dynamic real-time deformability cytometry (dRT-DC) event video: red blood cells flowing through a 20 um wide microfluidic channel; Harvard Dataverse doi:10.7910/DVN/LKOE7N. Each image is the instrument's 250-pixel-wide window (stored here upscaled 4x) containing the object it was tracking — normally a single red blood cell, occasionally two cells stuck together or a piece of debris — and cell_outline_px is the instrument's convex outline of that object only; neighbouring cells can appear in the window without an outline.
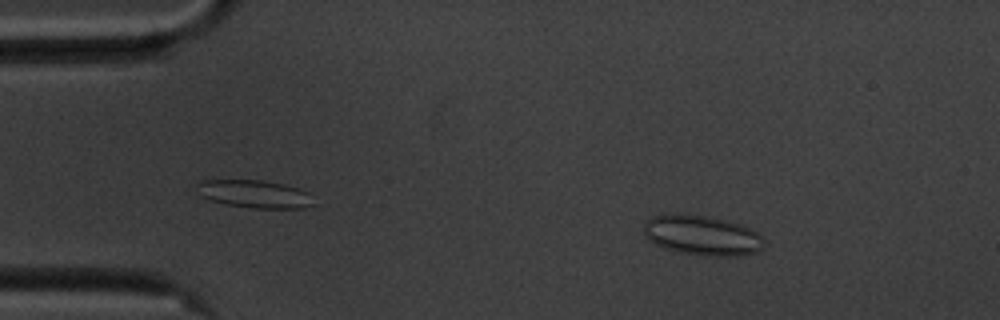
{"species": "common noctule bat (a hibernating species)", "species_latin": "Nyctalus noctula", "temperature_condition": "cold", "stored_images_in_passage": 49, "camera_frame_rate_fps": 3000, "um_per_image_px": 0.085, "animal": {"sex": "male", "body_mass_g": 20.1, "forearm_length_mm": 53.5}, "frame": {"image": 1, "passage_image": 8, "time_ms": 2.333, "image_size_px": [1000, 320], "cell_outline_px": [[764, 248], [760, 252], [736, 256], [704, 256], [680, 252], [656, 244], [648, 240], [644, 232], [644, 224], [652, 216], [672, 212], [680, 212], [708, 216], [740, 224], [764, 236]], "centroid_in_image_um": [59.7, 19.99], "position_along_channel_um": 25.3, "area_um2": 28.38}}
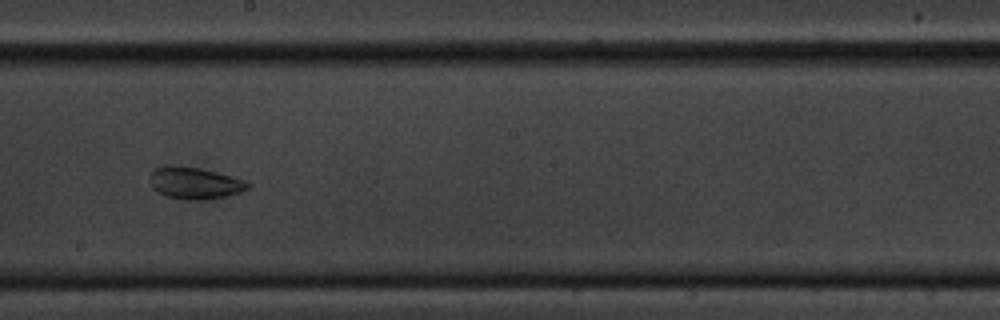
{"frame": {"image": 2, "passage_image": 31, "time_ms": 10.0, "image_size_px": [1000, 320], "cell_outline_px": [[252, 184], [248, 188], [240, 192], [228, 196], [200, 200], [188, 200], [168, 196], [156, 192], [152, 188], [152, 172], [156, 168], [164, 164], [172, 164], [196, 168], [216, 172], [232, 176], [244, 180]], "centroid_in_image_um": [16.56, 15.55], "position_along_channel_um": 231.6, "area_um2": 18.09}}
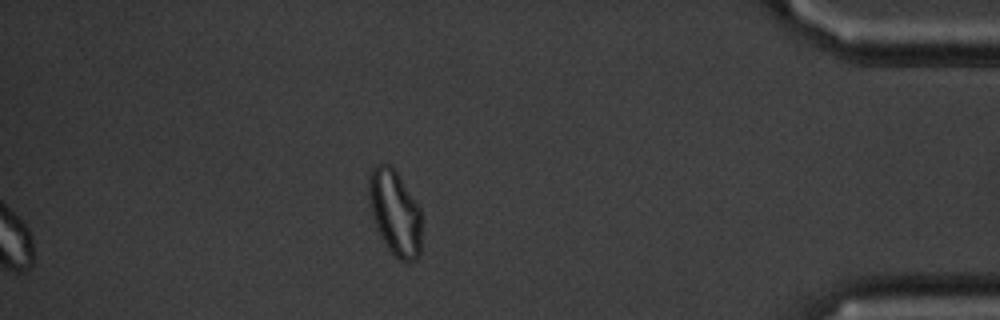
{"frame": {"image": 3, "passage_image": 49, "time_ms": 16.0, "image_size_px": [1000, 320], "cell_outline_px": [[420, 256], [416, 260], [400, 260], [388, 248], [372, 216], [368, 196], [368, 168], [376, 164], [388, 164], [396, 172], [420, 208]], "centroid_in_image_um": [33.54, 18.02], "position_along_channel_um": 401.7, "area_um2": 25.84}, "authors_computed_cell_mechanics": {"area_um2": 21.7328, "velocity_mm_per_s": 3.5207, "shape_relaxation_time_tau1_ms": null, "shape_relaxation_time_tau2_ms": 2.5728, "deformation_change_tau1": null, "deformation_change_tau2": 0.0706}}